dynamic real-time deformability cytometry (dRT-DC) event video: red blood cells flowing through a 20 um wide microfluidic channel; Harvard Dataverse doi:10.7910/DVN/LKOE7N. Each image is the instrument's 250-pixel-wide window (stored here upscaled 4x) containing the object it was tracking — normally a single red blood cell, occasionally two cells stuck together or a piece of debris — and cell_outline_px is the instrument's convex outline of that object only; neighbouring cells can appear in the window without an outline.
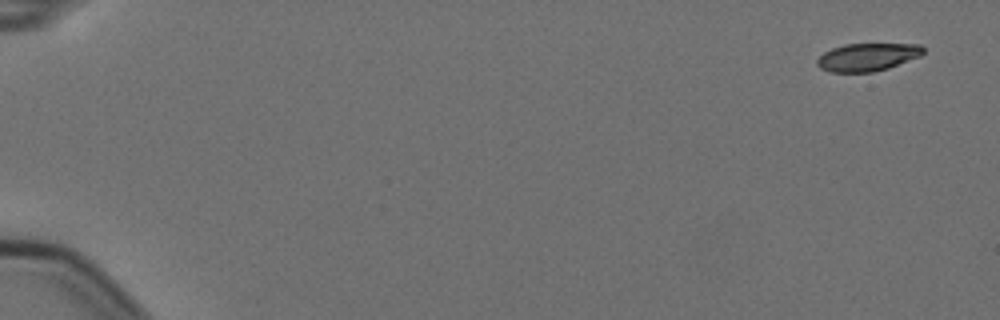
{"species": "Egyptian fruit bat (a non-hibernating species)", "species_latin": "Rousettus aegyptiacus", "temperature_condition": "cold", "stored_images_in_passage": 5, "camera_frame_rate_fps": 3000, "um_per_image_px": 0.085, "animal": {"sex": "female"}, "frame": {"image": 1, "passage_image": 1, "time_ms": 0.0, "image_size_px": [1000, 320], "cell_outline_px": [[924, 52], [920, 56], [888, 68], [872, 72], [828, 72], [820, 68], [816, 64], [816, 60], [824, 52], [832, 48], [844, 44], [920, 44], [924, 48]], "centroid_in_image_um": [73.71, 4.85], "position_along_channel_um": 11.3, "area_um2": 17.22}}